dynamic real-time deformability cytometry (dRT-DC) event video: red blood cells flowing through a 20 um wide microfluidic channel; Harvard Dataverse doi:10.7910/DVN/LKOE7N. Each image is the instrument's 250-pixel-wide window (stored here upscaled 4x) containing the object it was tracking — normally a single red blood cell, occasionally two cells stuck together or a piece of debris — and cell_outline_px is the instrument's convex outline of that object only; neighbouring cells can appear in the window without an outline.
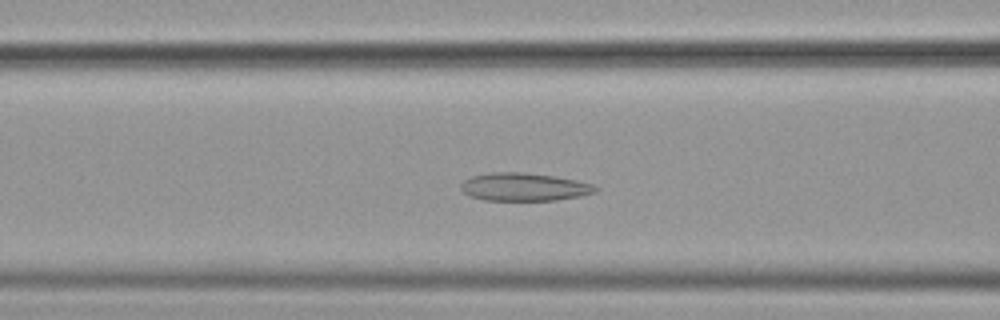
{"species": "common noctule bat (a hibernating species)", "species_latin": "Nyctalus noctula", "temperature_condition": "cold", "stored_images_in_passage": 52, "camera_frame_rate_fps": 3000, "um_per_image_px": 0.085, "animal": {"sex": "female", "body_mass_g": 19.9}, "frame": {"image": 1, "passage_image": 19, "time_ms": 6.0, "image_size_px": [1000, 320], "cell_outline_px": [[600, 188], [596, 192], [580, 196], [556, 200], [484, 200], [468, 196], [460, 188], [460, 184], [464, 180], [472, 176], [492, 172], [524, 172], [552, 176], [576, 180], [592, 184]], "centroid_in_image_um": [44.53, 15.89], "position_along_channel_um": 122.1, "area_um2": 21.96}}
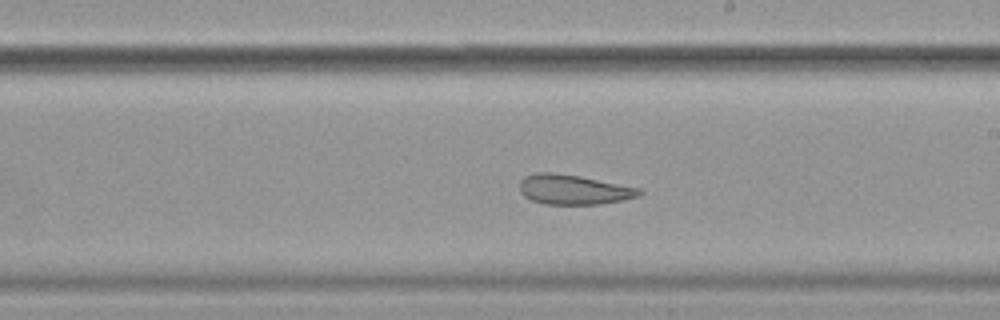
{"frame": {"image": 2, "passage_image": 29, "time_ms": 9.333, "image_size_px": [1000, 320], "cell_outline_px": [[644, 192], [640, 196], [600, 204], [544, 204], [532, 200], [524, 196], [520, 192], [520, 180], [524, 176], [536, 172], [552, 172], [580, 176], [640, 188]], "centroid_in_image_um": [48.74, 16.11], "position_along_channel_um": 240.3, "area_um2": 20.81}}
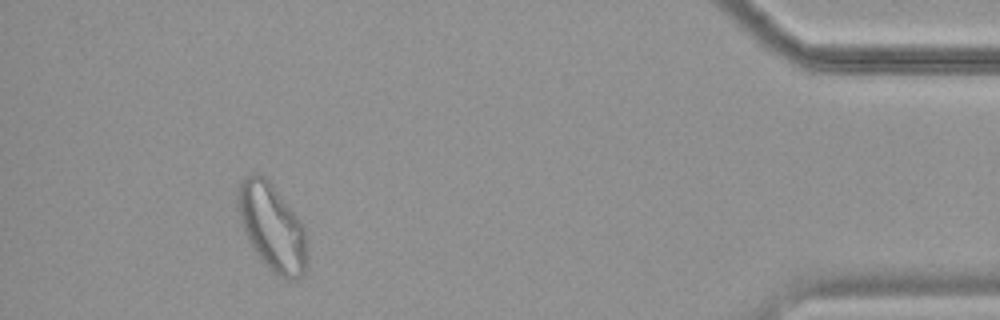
{"frame": {"image": 3, "passage_image": 48, "time_ms": 15.667, "image_size_px": [1000, 320], "cell_outline_px": [[304, 272], [300, 276], [292, 280], [288, 280], [272, 272], [264, 264], [252, 248], [244, 228], [236, 204], [236, 188], [240, 180], [248, 176], [264, 176], [272, 184], [296, 216], [304, 228]], "centroid_in_image_um": [23.06, 19.3], "position_along_channel_um": 412.1, "area_um2": 34.04}, "authors_computed_cell_mechanics": {"area_um2": 25.7499, "velocity_mm_per_s": 3.5632, "shape_relaxation_time_tau1_ms": null, "shape_relaxation_time_tau2_ms": 2.082, "deformation_change_tau1": null, "deformation_change_tau2": 0.0932}}